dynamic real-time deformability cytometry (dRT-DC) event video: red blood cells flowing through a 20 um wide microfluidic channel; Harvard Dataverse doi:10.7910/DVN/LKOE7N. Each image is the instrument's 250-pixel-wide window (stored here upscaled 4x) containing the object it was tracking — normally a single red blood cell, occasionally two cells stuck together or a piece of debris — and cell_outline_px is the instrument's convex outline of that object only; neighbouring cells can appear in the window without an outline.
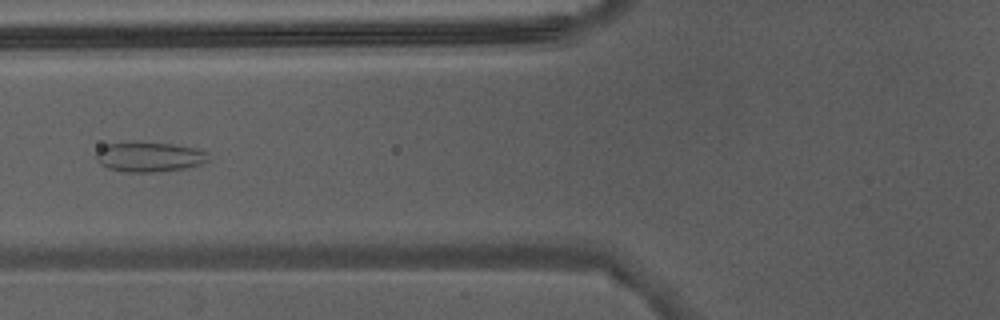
{"species": "Egyptian fruit bat (a non-hibernating species)", "species_latin": "Rousettus aegyptiacus", "temperature_condition": "warm", "stored_images_in_passage": 30, "camera_frame_rate_fps": 3000, "um_per_image_px": 0.085, "animal": {"sex": "male"}, "frame": {"image": 1, "passage_image": 8, "time_ms": 2.333, "image_size_px": [1000, 320], "cell_outline_px": [[208, 160], [200, 164], [184, 168], [152, 172], [124, 172], [108, 168], [100, 164], [96, 160], [96, 152], [100, 148], [108, 144], [172, 144], [196, 148], [208, 152]], "centroid_in_image_um": [12.69, 13.37], "position_along_channel_um": 113.1, "area_um2": 18.9}}
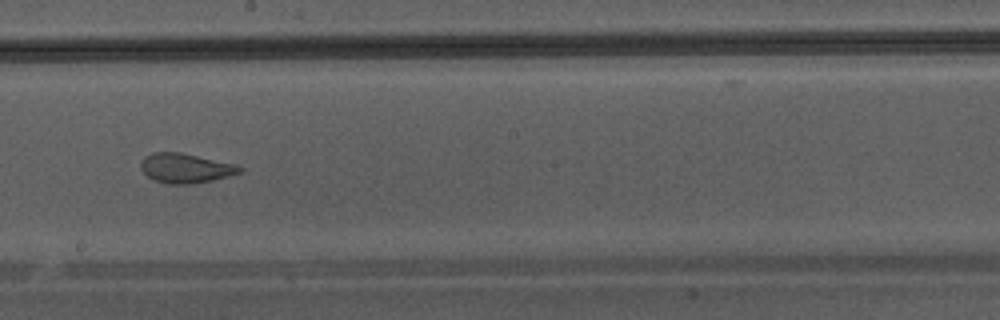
{"frame": {"image": 2, "passage_image": 16, "time_ms": 5.0, "image_size_px": [1000, 320], "cell_outline_px": [[244, 168], [240, 172], [228, 176], [212, 180], [192, 184], [168, 184], [152, 180], [140, 168], [140, 160], [144, 156], [152, 152], [180, 152], [236, 164]], "centroid_in_image_um": [15.73, 14.29], "position_along_channel_um": 232.5, "area_um2": 17.17}}